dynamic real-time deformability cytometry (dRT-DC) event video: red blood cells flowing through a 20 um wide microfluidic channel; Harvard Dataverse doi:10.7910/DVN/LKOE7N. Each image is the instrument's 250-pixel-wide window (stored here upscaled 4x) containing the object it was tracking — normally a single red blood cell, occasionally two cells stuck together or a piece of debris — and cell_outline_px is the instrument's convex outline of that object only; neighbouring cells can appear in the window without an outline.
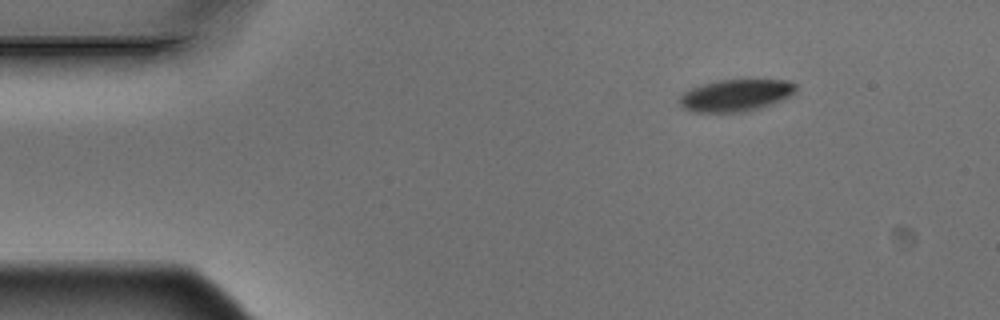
{"species": "Egyptian fruit bat (a non-hibernating species)", "species_latin": "Rousettus aegyptiacus", "temperature_condition": "warm", "stored_images_in_passage": 7, "camera_frame_rate_fps": 3000, "um_per_image_px": 0.085, "animal": {"sex": "male"}, "frame": {"image": 1, "passage_image": 1, "time_ms": 0.0, "image_size_px": [1000, 320], "cell_outline_px": [[796, 88], [788, 96], [772, 104], [760, 108], [740, 112], [696, 112], [684, 108], [680, 104], [680, 96], [684, 92], [692, 88], [704, 84], [720, 80], [788, 80], [796, 84]], "centroid_in_image_um": [62.53, 8.1], "position_along_channel_um": 22.5, "area_um2": 21.27}}
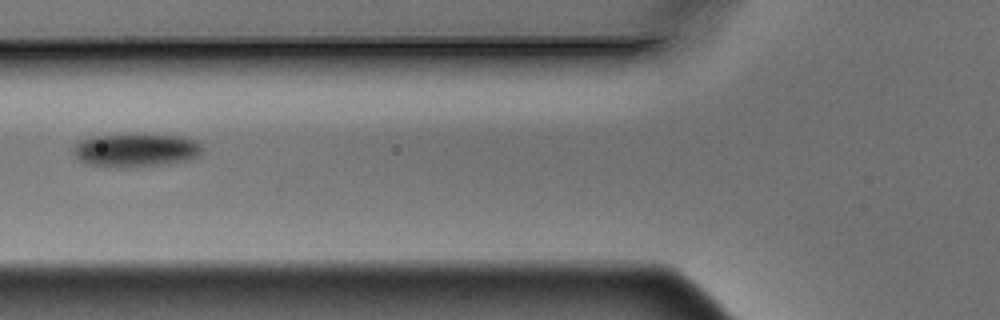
{"frame": {"image": 2, "passage_image": 5, "time_ms": 1.333, "image_size_px": [1000, 320], "cell_outline_px": [[200, 156], [188, 160], [168, 164], [128, 168], [116, 168], [88, 164], [80, 160], [72, 152], [72, 148], [76, 140], [92, 136], [184, 136], [200, 144]], "centroid_in_image_um": [11.48, 12.8], "position_along_channel_um": 114.3, "area_um2": 24.91}}
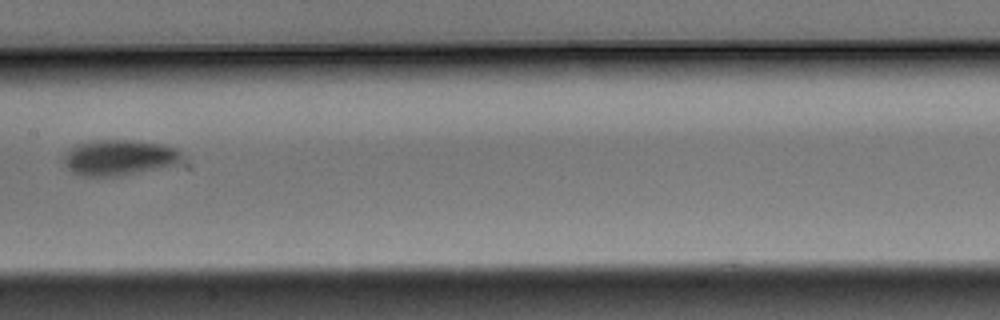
{"frame": {"image": 3, "passage_image": 7, "time_ms": 2.0, "image_size_px": [1000, 320], "cell_outline_px": [[180, 160], [176, 164], [120, 176], [80, 176], [72, 172], [68, 168], [64, 160], [64, 156], [72, 148], [80, 144], [100, 140], [132, 140], [160, 144], [176, 148], [180, 152]], "centroid_in_image_um": [10.12, 13.4], "position_along_channel_um": 197.3, "area_um2": 23.99}}